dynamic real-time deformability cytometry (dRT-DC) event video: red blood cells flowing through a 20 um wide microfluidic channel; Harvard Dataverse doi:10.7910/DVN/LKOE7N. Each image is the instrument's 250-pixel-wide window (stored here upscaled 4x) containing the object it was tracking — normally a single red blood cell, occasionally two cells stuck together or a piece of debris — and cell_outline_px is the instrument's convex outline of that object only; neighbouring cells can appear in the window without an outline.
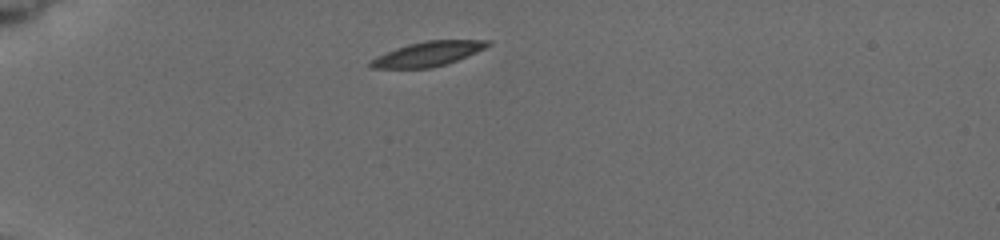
{"species": "common noctule bat (a hibernating species)", "species_latin": "Nyctalus noctula", "temperature_condition": "cold", "stored_images_in_passage": 6, "camera_frame_rate_fps": 3000, "um_per_image_px": 0.085, "animal": {"sex": "female", "body_mass_g": 19.5, "forearm_length_mm": 54.1}, "frame": {"image": 1, "passage_image": 1, "time_ms": 0.0, "image_size_px": [1000, 240], "cell_outline_px": [[492, 44], [476, 52], [456, 60], [432, 68], [368, 68], [368, 64], [376, 56], [396, 48], [408, 44], [424, 40], [492, 40]], "centroid_in_image_um": [36.35, 4.57], "position_along_channel_um": 48.6, "area_um2": 16.7}}
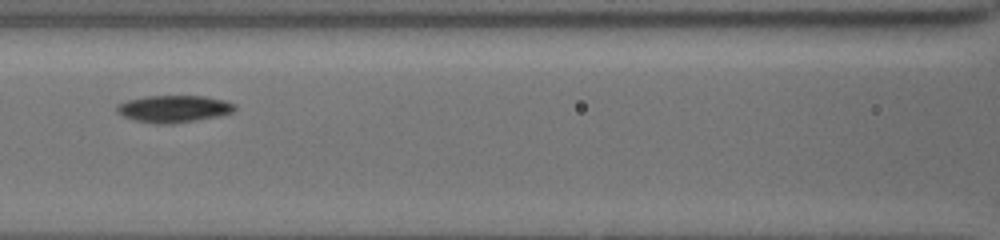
{"frame": {"image": 2, "passage_image": 5, "time_ms": 3.667, "image_size_px": [1000, 240], "cell_outline_px": [[236, 108], [232, 112], [216, 116], [196, 120], [168, 124], [156, 124], [136, 120], [124, 116], [116, 112], [116, 104], [128, 100], [144, 96], [204, 96], [224, 100], [236, 104]], "centroid_in_image_um": [14.75, 9.24], "position_along_channel_um": 151.9, "area_um2": 18.5}}
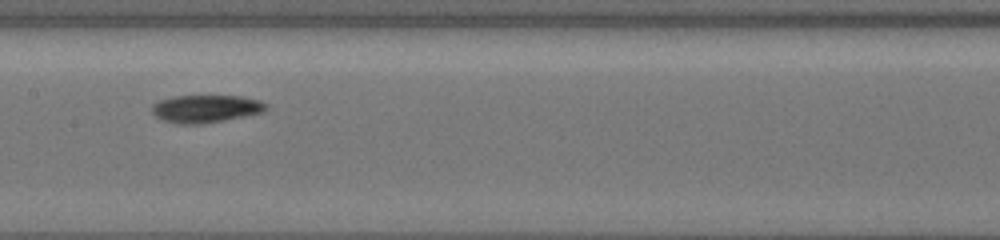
{"frame": {"image": 3, "passage_image": 6, "time_ms": 4.667, "image_size_px": [1000, 240], "cell_outline_px": [[268, 108], [264, 112], [204, 124], [180, 124], [164, 120], [156, 116], [152, 112], [152, 104], [160, 100], [176, 96], [240, 96], [260, 100], [268, 104]], "centroid_in_image_um": [17.53, 9.24], "position_along_channel_um": 189.9, "area_um2": 18.38}}